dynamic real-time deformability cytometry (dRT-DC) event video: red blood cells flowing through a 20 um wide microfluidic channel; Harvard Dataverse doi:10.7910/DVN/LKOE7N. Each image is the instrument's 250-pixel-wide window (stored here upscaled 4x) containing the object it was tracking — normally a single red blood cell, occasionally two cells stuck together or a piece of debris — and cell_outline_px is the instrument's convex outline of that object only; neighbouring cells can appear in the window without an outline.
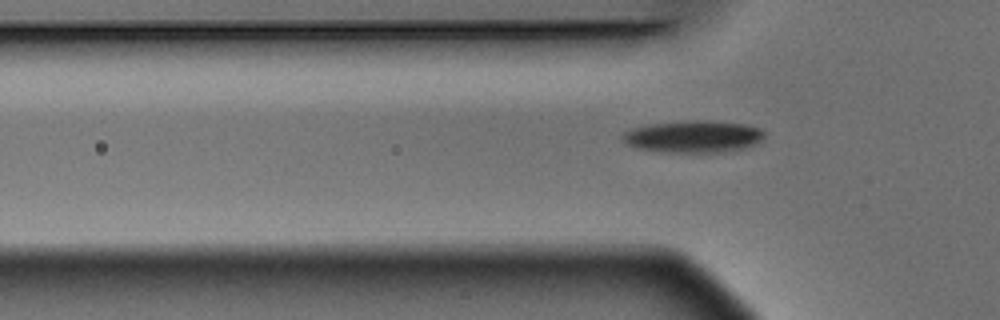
{"species": "Egyptian fruit bat (a non-hibernating species)", "species_latin": "Rousettus aegyptiacus", "temperature_condition": "warm", "stored_images_in_passage": 4, "segment_of_instrument_passage": [2, 2], "camera_frame_rate_fps": 3000, "um_per_image_px": 0.085, "animal": {"sex": "male"}, "frame": {"image": 1, "passage_image": 4, "time_ms": 1.0, "image_size_px": [1000, 320], "cell_outline_px": [[764, 136], [756, 144], [732, 152], [660, 152], [636, 148], [628, 144], [620, 136], [624, 132], [632, 128], [648, 124], [688, 120], [708, 120], [744, 124], [760, 128], [764, 132]], "centroid_in_image_um": [58.93, 11.61], "position_along_channel_um": 66.9, "area_um2": 26.76}}